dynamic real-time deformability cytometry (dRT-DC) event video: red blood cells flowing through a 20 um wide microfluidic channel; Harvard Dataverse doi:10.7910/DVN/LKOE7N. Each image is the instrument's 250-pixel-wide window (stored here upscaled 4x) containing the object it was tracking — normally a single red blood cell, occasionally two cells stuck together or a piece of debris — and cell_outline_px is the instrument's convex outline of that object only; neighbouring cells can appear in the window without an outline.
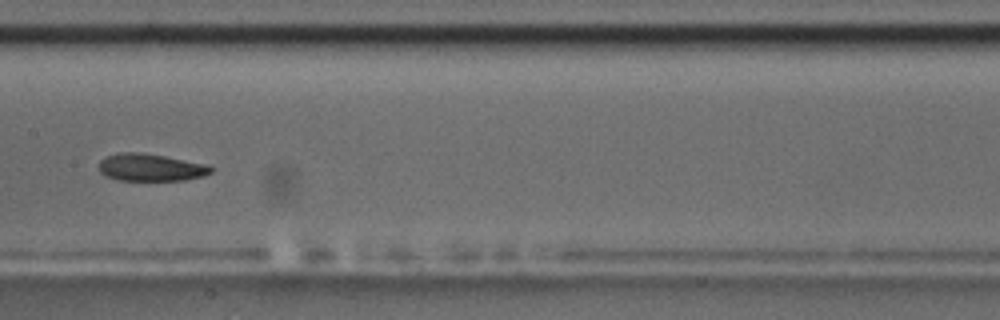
{"species": "common noctule bat (a hibernating species)", "species_latin": "Nyctalus noctula", "temperature_condition": "room temperature", "stored_images_in_passage": 9, "camera_frame_rate_fps": 3000, "um_per_image_px": 0.085, "animal": {"sex": "male", "body_mass_g": 17.5, "forearm_length_mm": 52.3}, "frame": {"image": 1, "passage_image": 8, "time_ms": 8.0, "image_size_px": [1000, 320], "cell_outline_px": [[212, 172], [204, 176], [184, 180], [116, 180], [104, 176], [100, 172], [100, 160], [104, 156], [120, 152], [140, 152], [164, 156], [208, 164], [212, 168]], "centroid_in_image_um": [12.79, 14.23], "position_along_channel_um": 194.6, "area_um2": 17.98}}